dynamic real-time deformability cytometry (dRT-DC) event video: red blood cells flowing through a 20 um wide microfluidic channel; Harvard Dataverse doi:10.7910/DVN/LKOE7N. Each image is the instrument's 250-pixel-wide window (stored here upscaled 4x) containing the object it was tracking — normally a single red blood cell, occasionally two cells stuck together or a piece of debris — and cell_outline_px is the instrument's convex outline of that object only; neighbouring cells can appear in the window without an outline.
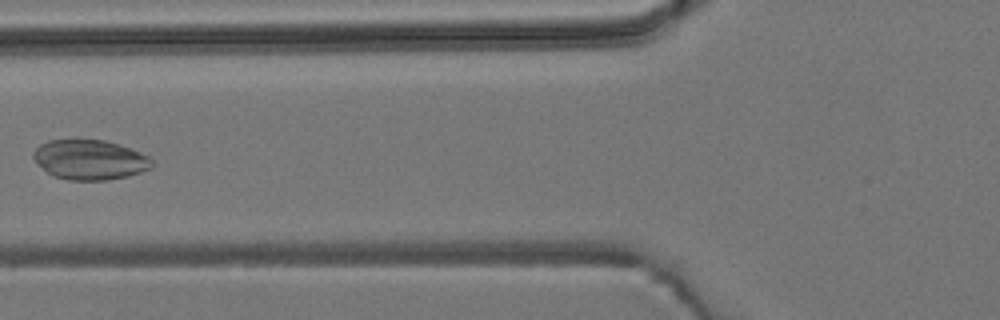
{"species": "common noctule bat (a hibernating species)", "species_latin": "Nyctalus noctula", "temperature_condition": "room temperature", "stored_images_in_passage": 7, "camera_frame_rate_fps": 3000, "um_per_image_px": 0.085, "animal": {"sex": "male", "body_mass_g": 19.2, "forearm_length_mm": 51.8}, "frame": {"image": 1, "passage_image": 5, "time_ms": 5.667, "image_size_px": [1000, 320], "cell_outline_px": [[152, 164], [148, 168], [140, 172], [128, 176], [108, 180], [68, 180], [52, 176], [32, 156], [32, 152], [40, 144], [48, 140], [104, 140], [120, 144], [152, 156]], "centroid_in_image_um": [7.66, 13.57], "position_along_channel_um": 118.1, "area_um2": 27.51}}
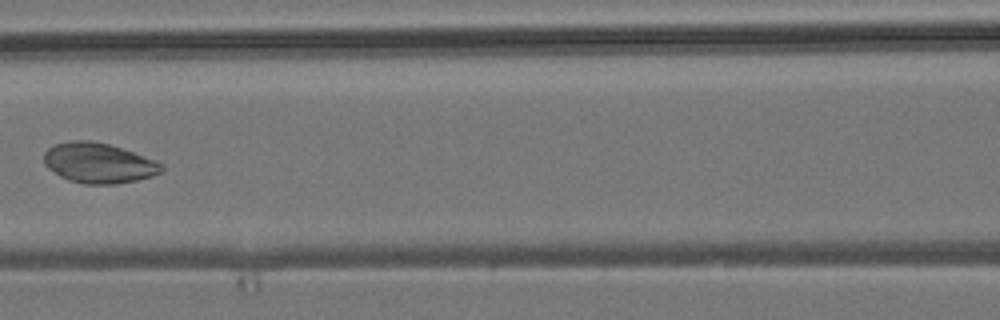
{"frame": {"image": 2, "passage_image": 6, "time_ms": 6.667, "image_size_px": [1000, 320], "cell_outline_px": [[164, 168], [160, 172], [152, 176], [136, 180], [116, 184], [84, 184], [68, 180], [60, 176], [48, 168], [44, 164], [44, 152], [48, 148], [56, 144], [72, 140], [88, 140], [108, 144], [132, 152], [164, 164]], "centroid_in_image_um": [8.36, 13.86], "position_along_channel_um": 158.2, "area_um2": 27.34}}
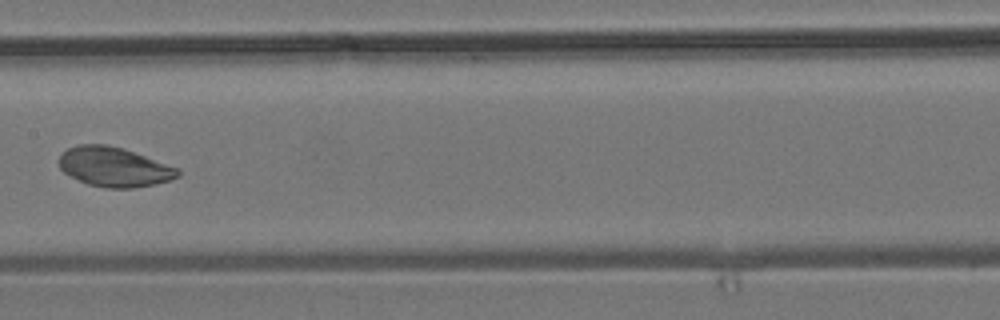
{"frame": {"image": 3, "passage_image": 7, "time_ms": 7.667, "image_size_px": [1000, 320], "cell_outline_px": [[180, 176], [156, 184], [132, 188], [108, 188], [88, 184], [64, 172], [60, 168], [60, 156], [68, 148], [76, 144], [108, 144], [124, 148], [180, 168]], "centroid_in_image_um": [9.74, 14.17], "position_along_channel_um": 197.7, "area_um2": 27.4}}